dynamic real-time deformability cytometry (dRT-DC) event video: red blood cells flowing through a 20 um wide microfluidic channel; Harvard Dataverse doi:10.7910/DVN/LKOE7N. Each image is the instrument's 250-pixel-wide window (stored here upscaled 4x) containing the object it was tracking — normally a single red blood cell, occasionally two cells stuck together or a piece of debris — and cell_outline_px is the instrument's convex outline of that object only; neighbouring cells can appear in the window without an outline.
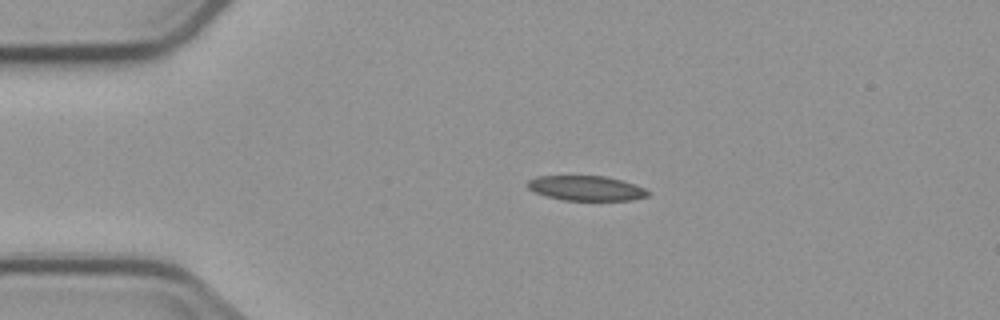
{"species": "common noctule bat (a hibernating species)", "species_latin": "Nyctalus noctula", "temperature_condition": "cold", "stored_images_in_passage": 2, "camera_frame_rate_fps": 3000, "um_per_image_px": 0.085, "animal": {"sex": "male", "body_mass_g": 23.1, "forearm_length_mm": 52.7}, "frame": {"image": 1, "passage_image": 1, "time_ms": 0.0, "image_size_px": [1000, 320], "cell_outline_px": [[652, 192], [648, 196], [632, 200], [564, 200], [548, 196], [536, 192], [528, 188], [524, 184], [528, 180], [536, 176], [608, 176], [636, 184]], "centroid_in_image_um": [49.85, 15.99], "position_along_channel_um": 35.1, "area_um2": 17.57}}